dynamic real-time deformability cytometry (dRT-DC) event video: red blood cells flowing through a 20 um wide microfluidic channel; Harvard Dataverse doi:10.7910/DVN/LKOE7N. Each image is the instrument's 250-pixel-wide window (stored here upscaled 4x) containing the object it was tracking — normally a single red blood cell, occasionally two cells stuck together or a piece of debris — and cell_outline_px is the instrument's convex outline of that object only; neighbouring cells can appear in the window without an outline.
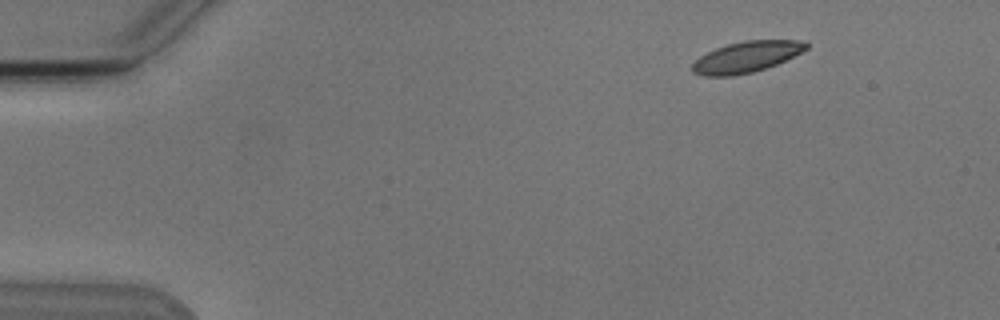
{"species": "Egyptian fruit bat (a non-hibernating species)", "species_latin": "Rousettus aegyptiacus", "temperature_condition": "cold", "stored_images_in_passage": 6, "camera_frame_rate_fps": 3000, "um_per_image_px": 0.085, "animal": {"sex": "male"}, "frame": {"image": 1, "passage_image": 2, "time_ms": 1.0, "image_size_px": [1000, 320], "cell_outline_px": [[808, 48], [776, 64], [752, 72], [732, 76], [704, 76], [692, 72], [692, 64], [700, 56], [716, 48], [728, 44], [744, 40], [800, 40], [808, 44]], "centroid_in_image_um": [63.41, 4.84], "position_along_channel_um": 21.6, "area_um2": 20.29}}
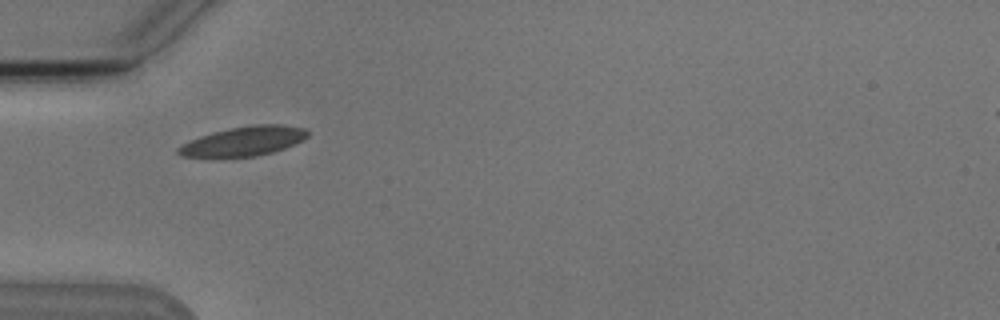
{"frame": {"image": 2, "passage_image": 5, "time_ms": 4.667, "image_size_px": [1000, 320], "cell_outline_px": [[308, 136], [304, 140], [296, 144], [272, 152], [256, 156], [184, 156], [176, 152], [176, 148], [200, 136], [212, 132], [232, 128], [256, 124], [280, 124], [304, 128], [308, 132]], "centroid_in_image_um": [20.78, 11.98], "position_along_channel_um": 64.2, "area_um2": 21.73}}